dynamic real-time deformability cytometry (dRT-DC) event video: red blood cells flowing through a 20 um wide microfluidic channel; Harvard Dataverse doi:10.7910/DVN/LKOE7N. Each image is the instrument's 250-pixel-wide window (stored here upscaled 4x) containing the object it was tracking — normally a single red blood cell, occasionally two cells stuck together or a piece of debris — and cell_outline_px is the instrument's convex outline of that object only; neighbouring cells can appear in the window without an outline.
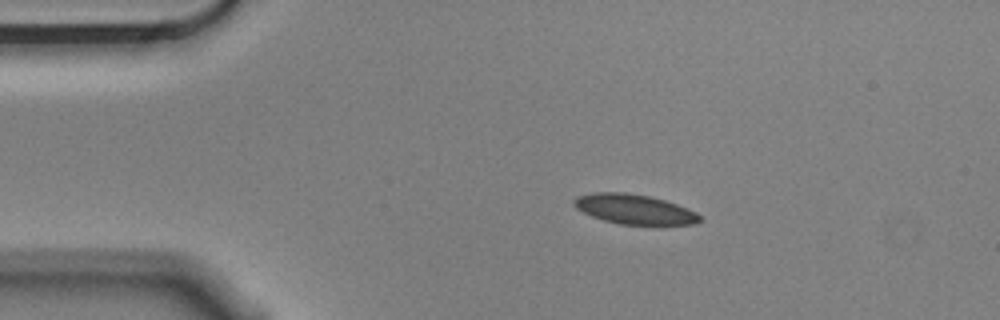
{"species": "Egyptian fruit bat (a non-hibernating species)", "species_latin": "Rousettus aegyptiacus", "temperature_condition": "cold", "stored_images_in_passage": 4, "camera_frame_rate_fps": 3000, "um_per_image_px": 0.085, "animal": {"sex": "male"}, "frame": {"image": 1, "passage_image": 3, "time_ms": 0.667, "image_size_px": [1000, 320], "cell_outline_px": [[700, 220], [696, 224], [660, 228], [620, 224], [604, 220], [592, 216], [576, 208], [572, 204], [572, 200], [580, 196], [592, 192], [624, 192], [648, 196], [664, 200], [688, 208], [696, 212], [700, 216]], "centroid_in_image_um": [54.0, 17.84], "position_along_channel_um": 31.0, "area_um2": 22.66}}